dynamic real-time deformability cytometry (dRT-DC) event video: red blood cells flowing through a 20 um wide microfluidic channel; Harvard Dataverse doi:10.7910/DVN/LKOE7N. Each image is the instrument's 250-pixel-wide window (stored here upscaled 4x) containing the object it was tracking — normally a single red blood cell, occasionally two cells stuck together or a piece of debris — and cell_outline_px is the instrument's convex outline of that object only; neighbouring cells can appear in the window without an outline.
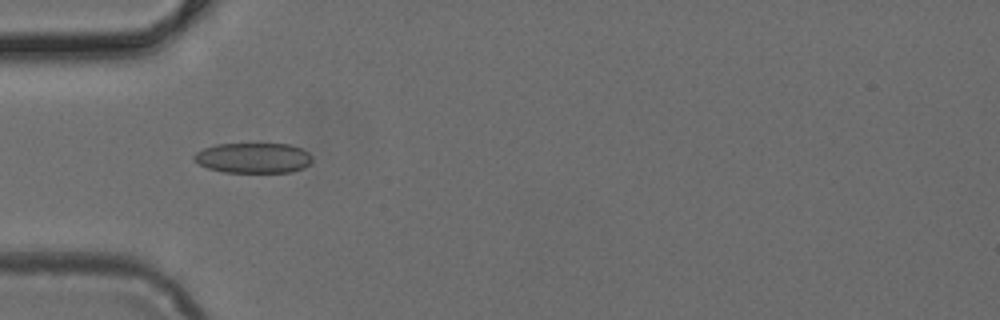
{"species": "common noctule bat (a hibernating species)", "species_latin": "Nyctalus noctula", "temperature_condition": "cold", "stored_images_in_passage": 5, "camera_frame_rate_fps": 3000, "um_per_image_px": 0.085, "animal": {"sex": "female", "body_mass_g": 24.6, "forearm_length_mm": 56.2}, "frame": {"image": 1, "passage_image": 5, "time_ms": 1.333, "image_size_px": [1000, 320], "cell_outline_px": [[312, 160], [304, 168], [292, 172], [224, 172], [208, 168], [192, 160], [192, 156], [196, 152], [204, 148], [216, 144], [292, 144], [304, 148], [312, 156]], "centroid_in_image_um": [21.55, 13.42], "position_along_channel_um": 63.5, "area_um2": 21.04}}